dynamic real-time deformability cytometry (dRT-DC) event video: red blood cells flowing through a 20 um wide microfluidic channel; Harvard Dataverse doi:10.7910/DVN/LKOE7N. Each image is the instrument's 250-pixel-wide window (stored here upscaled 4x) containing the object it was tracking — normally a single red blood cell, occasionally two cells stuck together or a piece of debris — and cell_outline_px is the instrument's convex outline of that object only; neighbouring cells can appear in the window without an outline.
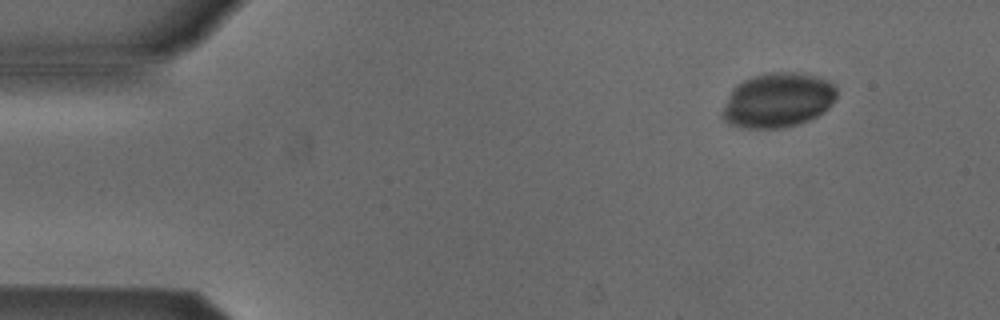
{"species": "Egyptian fruit bat (a non-hibernating species)", "species_latin": "Rousettus aegyptiacus", "temperature_condition": "cold", "stored_images_in_passage": 4, "camera_frame_rate_fps": 3000, "um_per_image_px": 0.085, "animal": {"sex": "male"}, "frame": {"image": 1, "passage_image": 1, "time_ms": 0.0, "image_size_px": [1000, 320], "cell_outline_px": [[836, 100], [824, 112], [808, 120], [796, 124], [780, 128], [748, 128], [728, 124], [720, 116], [728, 96], [732, 88], [736, 84], [752, 76], [772, 72], [796, 72], [812, 76], [824, 80], [832, 84], [836, 88]], "centroid_in_image_um": [66.08, 8.52], "position_along_channel_um": 18.9, "area_um2": 36.24}}